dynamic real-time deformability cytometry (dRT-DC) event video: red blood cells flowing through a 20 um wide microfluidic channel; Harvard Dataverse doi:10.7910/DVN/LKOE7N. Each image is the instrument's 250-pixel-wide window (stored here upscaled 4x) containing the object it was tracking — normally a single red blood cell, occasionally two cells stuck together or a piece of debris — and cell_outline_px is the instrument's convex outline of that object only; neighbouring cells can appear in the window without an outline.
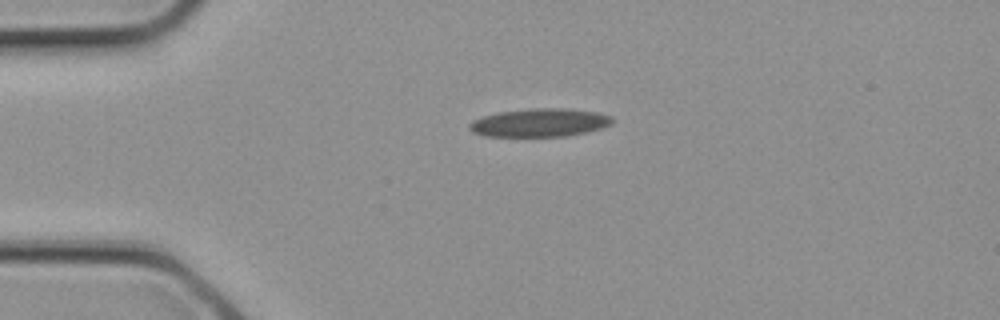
{"species": "common noctule bat (a hibernating species)", "species_latin": "Nyctalus noctula", "temperature_condition": "cold", "stored_images_in_passage": 3, "camera_frame_rate_fps": 3000, "um_per_image_px": 0.085, "animal": {"sex": "female", "body_mass_g": 21.9}, "frame": {"image": 1, "passage_image": 3, "time_ms": 0.667, "image_size_px": [1000, 320], "cell_outline_px": [[612, 124], [600, 128], [568, 136], [484, 136], [472, 132], [468, 128], [468, 124], [472, 120], [484, 116], [500, 112], [532, 108], [564, 108], [596, 112], [612, 116]], "centroid_in_image_um": [45.84, 10.42], "position_along_channel_um": 39.2, "area_um2": 23.41}}